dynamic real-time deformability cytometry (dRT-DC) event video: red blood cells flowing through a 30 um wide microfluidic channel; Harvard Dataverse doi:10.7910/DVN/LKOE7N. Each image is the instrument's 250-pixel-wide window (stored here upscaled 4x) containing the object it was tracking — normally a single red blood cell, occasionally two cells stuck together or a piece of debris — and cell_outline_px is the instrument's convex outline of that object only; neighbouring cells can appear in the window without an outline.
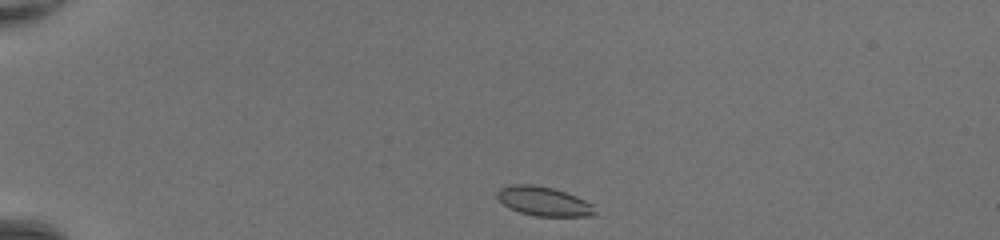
{"species": "common noctule bat (a hibernating species)", "species_latin": "Nyctalus noctula", "temperature_condition": "room temperature", "stored_images_in_passage": 38, "camera_frame_rate_fps": 3000, "um_per_image_px": 0.085, "animal": {"sex": "female", "body_mass_g": 20.0, "forearm_length_mm": 54.0}, "frame": {"image": 1, "passage_image": 1, "time_ms": 0.0, "image_size_px": [1000, 240], "cell_outline_px": [[596, 212], [592, 216], [536, 216], [520, 212], [508, 208], [496, 196], [496, 192], [500, 188], [512, 184], [532, 184], [552, 188], [576, 196], [592, 204]], "centroid_in_image_um": [46.19, 17.11], "position_along_channel_um": 38.8, "area_um2": 16.53}}
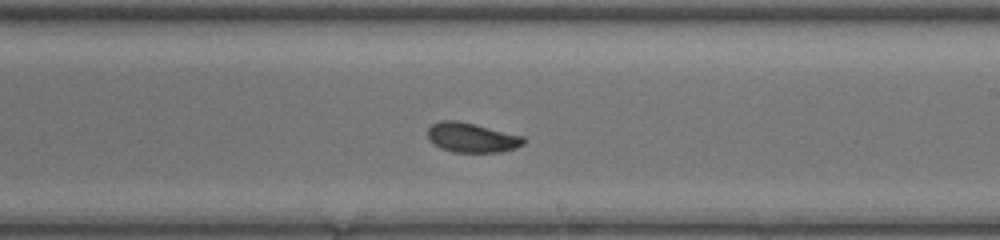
{"frame": {"image": 2, "passage_image": 20, "time_ms": 6.333, "image_size_px": [1000, 240], "cell_outline_px": [[524, 144], [516, 148], [500, 152], [452, 152], [440, 148], [432, 144], [428, 140], [428, 128], [432, 124], [440, 120], [456, 120], [476, 124], [524, 136]], "centroid_in_image_um": [40.08, 11.69], "position_along_channel_um": 248.9, "area_um2": 16.76}}
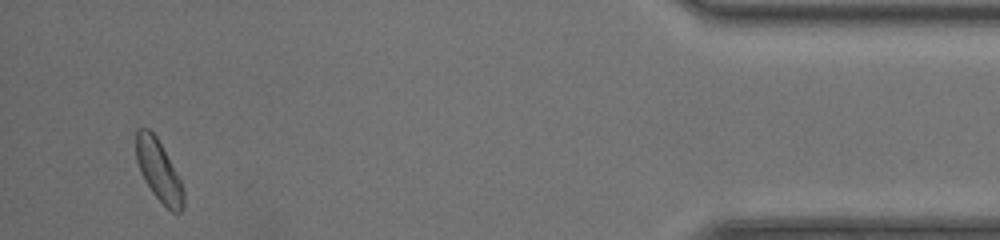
{"frame": {"image": 3, "passage_image": 36, "time_ms": 11.667, "image_size_px": [1000, 240], "cell_outline_px": [[184, 208], [180, 212], [172, 212], [152, 192], [144, 180], [140, 172], [136, 160], [136, 132], [140, 128], [148, 128], [156, 136], [180, 180], [184, 192]], "centroid_in_image_um": [13.48, 14.52], "position_along_channel_um": 421.7, "area_um2": 16.59}, "authors_computed_cell_mechanics": {"area_um2": 16.6175, "velocity_mm_per_s": 4.3709, "shape_relaxation_time_tau1_ms": 3.3514, "shape_relaxation_time_tau2_ms": 1.3448, "deformation_change_tau1": 0.1194, "deformation_change_tau2": 0.059}}